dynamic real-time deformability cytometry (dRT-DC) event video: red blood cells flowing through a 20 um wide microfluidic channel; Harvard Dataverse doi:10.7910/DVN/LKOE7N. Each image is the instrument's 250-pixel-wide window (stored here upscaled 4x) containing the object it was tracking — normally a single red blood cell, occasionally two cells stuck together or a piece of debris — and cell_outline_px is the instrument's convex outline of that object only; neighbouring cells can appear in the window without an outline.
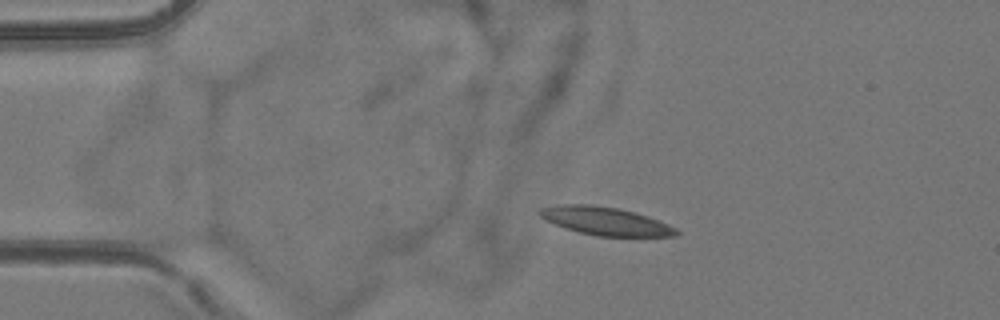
{"species": "common noctule bat (a hibernating species)", "species_latin": "Nyctalus noctula", "temperature_condition": "room temperature", "stored_images_in_passage": 45, "camera_frame_rate_fps": 3000, "um_per_image_px": 0.085, "animal": {"sex": "female", "body_mass_g": 24.6, "forearm_length_mm": 56.2}, "frame": {"image": 1, "passage_image": 1, "time_ms": 0.0, "image_size_px": [1000, 320], "cell_outline_px": [[680, 232], [676, 236], [600, 236], [580, 232], [564, 228], [540, 216], [536, 212], [540, 208], [560, 204], [592, 204], [616, 208], [636, 212], [648, 216], [668, 224], [676, 228]], "centroid_in_image_um": [51.47, 18.78], "position_along_channel_um": 33.5, "area_um2": 22.31}}
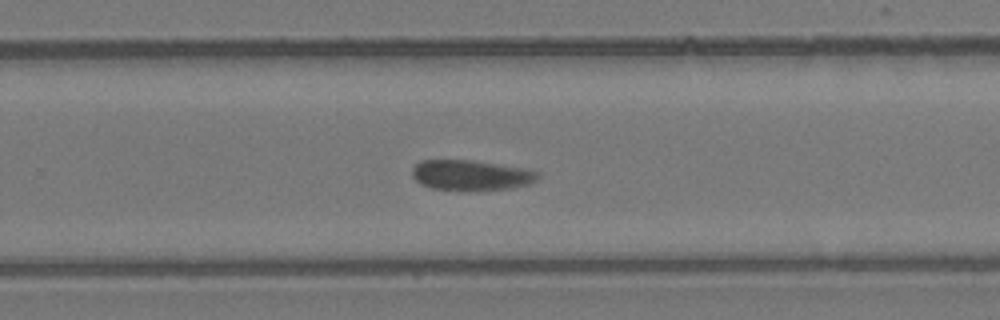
{"frame": {"image": 2, "passage_image": 25, "time_ms": 8.0, "image_size_px": [1000, 320], "cell_outline_px": [[540, 176], [536, 180], [528, 184], [508, 188], [456, 192], [432, 188], [420, 184], [412, 176], [412, 168], [420, 160], [472, 160], [520, 168], [540, 172]], "centroid_in_image_um": [39.97, 14.91], "position_along_channel_um": 289.8, "area_um2": 22.37}}
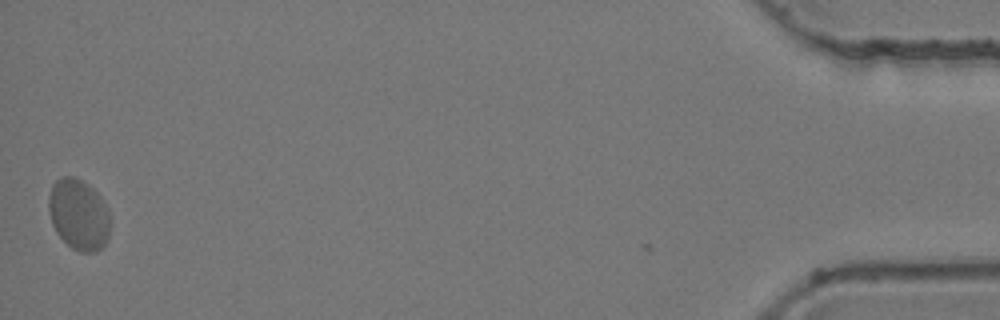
{"frame": {"image": 3, "passage_image": 44, "time_ms": 14.333, "image_size_px": [1000, 320], "cell_outline_px": [[108, 240], [96, 252], [80, 252], [72, 248], [56, 232], [52, 224], [48, 212], [48, 196], [52, 184], [60, 176], [72, 176], [88, 184], [100, 196], [108, 212]], "centroid_in_image_um": [6.65, 18.22], "position_along_channel_um": 428.6, "area_um2": 25.32}, "authors_computed_cell_mechanics": {"area_um2": 22.5998, "velocity_mm_per_s": 3.7651, "shape_relaxation_time_tau1_ms": null, "shape_relaxation_time_tau2_ms": 1.8281, "deformation_change_tau1": null, "deformation_change_tau2": 0.0309}}